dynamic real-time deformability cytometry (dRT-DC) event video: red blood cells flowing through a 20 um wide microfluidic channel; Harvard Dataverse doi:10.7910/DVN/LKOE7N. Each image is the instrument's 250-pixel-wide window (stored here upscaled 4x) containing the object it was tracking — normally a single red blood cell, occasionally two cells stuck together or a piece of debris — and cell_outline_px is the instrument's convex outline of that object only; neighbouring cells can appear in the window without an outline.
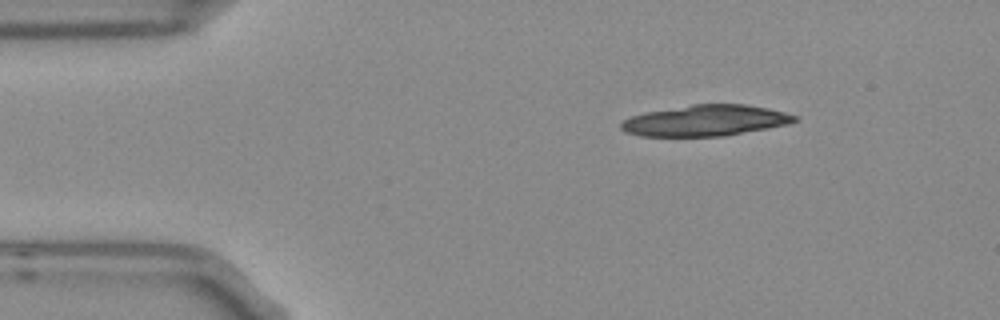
{"species": "Egyptian fruit bat (a non-hibernating species)", "species_latin": "Rousettus aegyptiacus", "temperature_condition": "room temperature", "stored_images_in_passage": 5, "segment_of_instrument_passage": [2, 2], "camera_frame_rate_fps": 3000, "um_per_image_px": 0.085, "frame": {"image": 1, "passage_image": 5, "time_ms": 1.333, "image_size_px": [1000, 320], "cell_outline_px": [[800, 120], [788, 124], [768, 128], [724, 136], [640, 136], [624, 132], [620, 128], [620, 124], [624, 120], [632, 116], [644, 112], [692, 104], [744, 104], [768, 108], [800, 116]], "centroid_in_image_um": [59.98, 10.24], "position_along_channel_um": 25.0, "area_um2": 31.5}}